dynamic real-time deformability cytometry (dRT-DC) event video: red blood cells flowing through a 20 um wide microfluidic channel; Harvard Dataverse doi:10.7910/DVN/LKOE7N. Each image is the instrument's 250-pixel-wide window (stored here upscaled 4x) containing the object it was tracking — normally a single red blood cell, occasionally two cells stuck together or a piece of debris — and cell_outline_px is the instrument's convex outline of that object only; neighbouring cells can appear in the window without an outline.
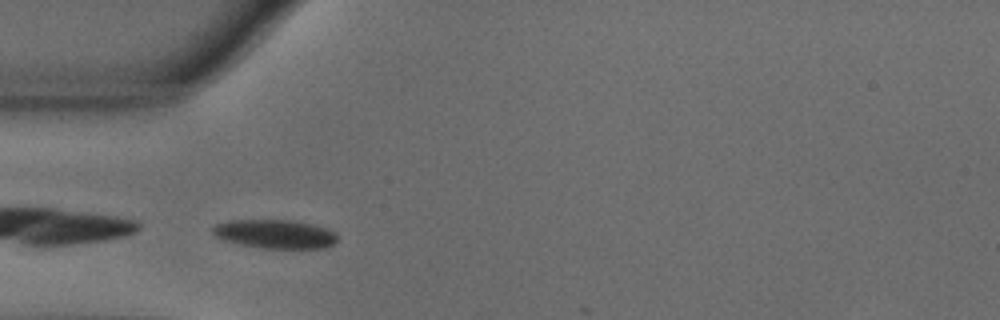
{"species": "common noctule bat (a hibernating species)", "species_latin": "Nyctalus noctula", "temperature_condition": "warm", "stored_images_in_passage": 36, "camera_frame_rate_fps": 3000, "um_per_image_px": 0.085, "animal": {"sex": "male", "body_mass_g": 18.8}, "frame": {"image": 1, "passage_image": 1, "time_ms": 0.0, "image_size_px": [1000, 320], "cell_outline_px": [[336, 240], [332, 244], [324, 248], [264, 248], [240, 244], [224, 240], [216, 236], [212, 232], [212, 228], [216, 224], [228, 220], [292, 220], [312, 224], [336, 232]], "centroid_in_image_um": [23.36, 19.88], "position_along_channel_um": 61.6, "area_um2": 20.75}}
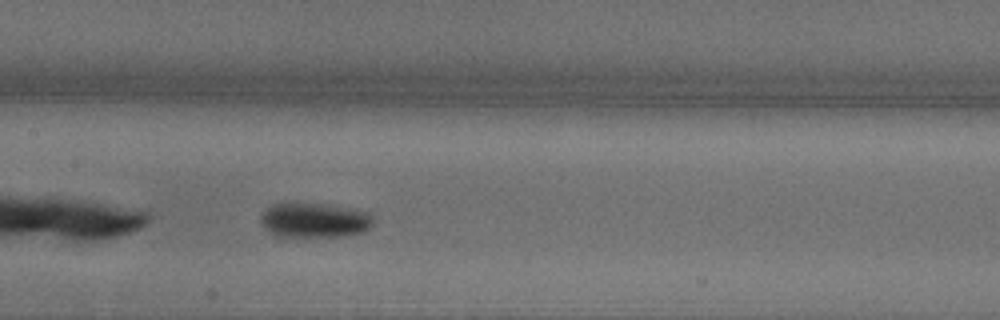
{"frame": {"image": 2, "passage_image": 11, "time_ms": 3.333, "image_size_px": [1000, 320], "cell_outline_px": [[372, 224], [364, 232], [340, 236], [276, 236], [268, 232], [264, 228], [260, 220], [260, 216], [264, 208], [272, 204], [284, 200], [296, 200], [328, 204], [372, 212]], "centroid_in_image_um": [26.65, 18.65], "position_along_channel_um": 180.8, "area_um2": 23.81}}
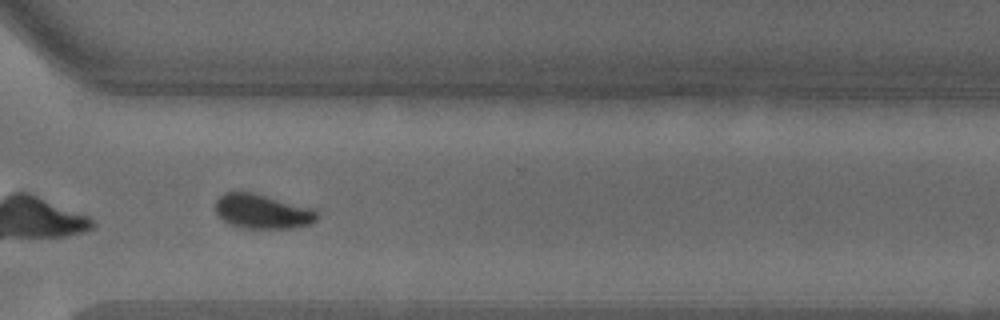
{"frame": {"image": 3, "passage_image": 25, "time_ms": 8.0, "image_size_px": [1000, 320], "cell_outline_px": [[320, 216], [312, 224], [292, 228], [244, 228], [232, 224], [224, 220], [216, 212], [216, 200], [224, 192], [252, 192], [316, 208]], "centroid_in_image_um": [22.38, 17.96], "position_along_channel_um": 348.2, "area_um2": 20.58}, "authors_computed_cell_mechanics": {"area_um2": 21.3282, "velocity_mm_per_s": 3.5951, "shape_relaxation_time_tau1_ms": 2.9087, "shape_relaxation_time_tau2_ms": null, "deformation_change_tau1": 0.1253, "deformation_change_tau2": null}}